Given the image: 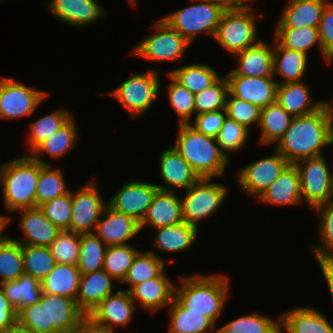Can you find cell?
Returning <instances> with one entry per match:
<instances>
[{
  "instance_id": "6da1fadb",
  "label": "cell",
  "mask_w": 333,
  "mask_h": 333,
  "mask_svg": "<svg viewBox=\"0 0 333 333\" xmlns=\"http://www.w3.org/2000/svg\"><path fill=\"white\" fill-rule=\"evenodd\" d=\"M333 121L326 103L314 113L294 117L275 149L290 164L321 156L322 147L332 145Z\"/></svg>"
},
{
  "instance_id": "7a4b0ae2",
  "label": "cell",
  "mask_w": 333,
  "mask_h": 333,
  "mask_svg": "<svg viewBox=\"0 0 333 333\" xmlns=\"http://www.w3.org/2000/svg\"><path fill=\"white\" fill-rule=\"evenodd\" d=\"M229 291L226 275H199L180 277L174 298L188 312L203 313L215 324L223 312Z\"/></svg>"
},
{
  "instance_id": "3957f363",
  "label": "cell",
  "mask_w": 333,
  "mask_h": 333,
  "mask_svg": "<svg viewBox=\"0 0 333 333\" xmlns=\"http://www.w3.org/2000/svg\"><path fill=\"white\" fill-rule=\"evenodd\" d=\"M174 149L200 178L223 176L230 159L220 151L216 138L196 131L190 124H179Z\"/></svg>"
},
{
  "instance_id": "277c9868",
  "label": "cell",
  "mask_w": 333,
  "mask_h": 333,
  "mask_svg": "<svg viewBox=\"0 0 333 333\" xmlns=\"http://www.w3.org/2000/svg\"><path fill=\"white\" fill-rule=\"evenodd\" d=\"M40 162L24 155L0 166V183L5 208L9 213L36 207V186Z\"/></svg>"
},
{
  "instance_id": "5b68a950",
  "label": "cell",
  "mask_w": 333,
  "mask_h": 333,
  "mask_svg": "<svg viewBox=\"0 0 333 333\" xmlns=\"http://www.w3.org/2000/svg\"><path fill=\"white\" fill-rule=\"evenodd\" d=\"M179 9L170 15L161 17L170 27L178 31L190 44L198 34L214 37L221 17L225 11L221 6L206 0Z\"/></svg>"
},
{
  "instance_id": "8992f818",
  "label": "cell",
  "mask_w": 333,
  "mask_h": 333,
  "mask_svg": "<svg viewBox=\"0 0 333 333\" xmlns=\"http://www.w3.org/2000/svg\"><path fill=\"white\" fill-rule=\"evenodd\" d=\"M251 6L225 10L217 27L214 39L227 51L235 55L256 45V15Z\"/></svg>"
},
{
  "instance_id": "52a82bcc",
  "label": "cell",
  "mask_w": 333,
  "mask_h": 333,
  "mask_svg": "<svg viewBox=\"0 0 333 333\" xmlns=\"http://www.w3.org/2000/svg\"><path fill=\"white\" fill-rule=\"evenodd\" d=\"M211 180L212 178H200L186 190L185 197L181 198L183 221L196 228H199L201 219L218 210L228 194L225 185Z\"/></svg>"
},
{
  "instance_id": "ba28073f",
  "label": "cell",
  "mask_w": 333,
  "mask_h": 333,
  "mask_svg": "<svg viewBox=\"0 0 333 333\" xmlns=\"http://www.w3.org/2000/svg\"><path fill=\"white\" fill-rule=\"evenodd\" d=\"M159 73L154 69L126 79L109 95L126 107L133 118L151 108L160 91Z\"/></svg>"
},
{
  "instance_id": "9c48e42d",
  "label": "cell",
  "mask_w": 333,
  "mask_h": 333,
  "mask_svg": "<svg viewBox=\"0 0 333 333\" xmlns=\"http://www.w3.org/2000/svg\"><path fill=\"white\" fill-rule=\"evenodd\" d=\"M295 165L300 175L302 202L314 209L333 201V171L323 155L302 159Z\"/></svg>"
},
{
  "instance_id": "30bf717a",
  "label": "cell",
  "mask_w": 333,
  "mask_h": 333,
  "mask_svg": "<svg viewBox=\"0 0 333 333\" xmlns=\"http://www.w3.org/2000/svg\"><path fill=\"white\" fill-rule=\"evenodd\" d=\"M153 26L156 32L133 47L131 54L156 62H175L184 57L191 44L161 18Z\"/></svg>"
},
{
  "instance_id": "8fae6325",
  "label": "cell",
  "mask_w": 333,
  "mask_h": 333,
  "mask_svg": "<svg viewBox=\"0 0 333 333\" xmlns=\"http://www.w3.org/2000/svg\"><path fill=\"white\" fill-rule=\"evenodd\" d=\"M47 95V92L28 87L14 78L0 77V119L31 115Z\"/></svg>"
},
{
  "instance_id": "7c38bea8",
  "label": "cell",
  "mask_w": 333,
  "mask_h": 333,
  "mask_svg": "<svg viewBox=\"0 0 333 333\" xmlns=\"http://www.w3.org/2000/svg\"><path fill=\"white\" fill-rule=\"evenodd\" d=\"M288 160L276 149L272 156L244 166L238 172V183L247 194L258 199L289 165Z\"/></svg>"
},
{
  "instance_id": "4fadbf2b",
  "label": "cell",
  "mask_w": 333,
  "mask_h": 333,
  "mask_svg": "<svg viewBox=\"0 0 333 333\" xmlns=\"http://www.w3.org/2000/svg\"><path fill=\"white\" fill-rule=\"evenodd\" d=\"M107 205L101 198L95 178L80 190L72 192L70 231L79 234L94 233L92 229H95Z\"/></svg>"
},
{
  "instance_id": "5bb4252c",
  "label": "cell",
  "mask_w": 333,
  "mask_h": 333,
  "mask_svg": "<svg viewBox=\"0 0 333 333\" xmlns=\"http://www.w3.org/2000/svg\"><path fill=\"white\" fill-rule=\"evenodd\" d=\"M158 189L157 184L150 182H125L116 195L109 200L108 205L141 223Z\"/></svg>"
},
{
  "instance_id": "9a60e30c",
  "label": "cell",
  "mask_w": 333,
  "mask_h": 333,
  "mask_svg": "<svg viewBox=\"0 0 333 333\" xmlns=\"http://www.w3.org/2000/svg\"><path fill=\"white\" fill-rule=\"evenodd\" d=\"M140 231V223L135 218L107 205L96 224L94 234L108 247L129 244V239Z\"/></svg>"
},
{
  "instance_id": "2e32d148",
  "label": "cell",
  "mask_w": 333,
  "mask_h": 333,
  "mask_svg": "<svg viewBox=\"0 0 333 333\" xmlns=\"http://www.w3.org/2000/svg\"><path fill=\"white\" fill-rule=\"evenodd\" d=\"M135 308V302L131 299L129 291L118 290L103 299L88 317L94 323L115 331L117 325L126 326L132 320Z\"/></svg>"
},
{
  "instance_id": "e0dca14e",
  "label": "cell",
  "mask_w": 333,
  "mask_h": 333,
  "mask_svg": "<svg viewBox=\"0 0 333 333\" xmlns=\"http://www.w3.org/2000/svg\"><path fill=\"white\" fill-rule=\"evenodd\" d=\"M229 92L242 100L250 102L259 108L276 102L278 81L275 77H244L226 76Z\"/></svg>"
},
{
  "instance_id": "ac0fdd59",
  "label": "cell",
  "mask_w": 333,
  "mask_h": 333,
  "mask_svg": "<svg viewBox=\"0 0 333 333\" xmlns=\"http://www.w3.org/2000/svg\"><path fill=\"white\" fill-rule=\"evenodd\" d=\"M175 284L165 274V269L155 278L134 285L129 293L131 299L139 300L145 310L155 313L169 307L174 298Z\"/></svg>"
},
{
  "instance_id": "d6986e66",
  "label": "cell",
  "mask_w": 333,
  "mask_h": 333,
  "mask_svg": "<svg viewBox=\"0 0 333 333\" xmlns=\"http://www.w3.org/2000/svg\"><path fill=\"white\" fill-rule=\"evenodd\" d=\"M48 6L60 21L79 28L107 14L97 0H49Z\"/></svg>"
},
{
  "instance_id": "ffe728a7",
  "label": "cell",
  "mask_w": 333,
  "mask_h": 333,
  "mask_svg": "<svg viewBox=\"0 0 333 333\" xmlns=\"http://www.w3.org/2000/svg\"><path fill=\"white\" fill-rule=\"evenodd\" d=\"M159 163L160 176L166 184L165 186L157 185L160 190L174 191V187L187 190L200 179L190 164L181 157L173 146L166 148L160 154Z\"/></svg>"
},
{
  "instance_id": "44dd1931",
  "label": "cell",
  "mask_w": 333,
  "mask_h": 333,
  "mask_svg": "<svg viewBox=\"0 0 333 333\" xmlns=\"http://www.w3.org/2000/svg\"><path fill=\"white\" fill-rule=\"evenodd\" d=\"M19 210L22 214L20 215L19 227L25 236L22 239L13 238V240L21 245L49 247L60 230L45 217L39 207Z\"/></svg>"
},
{
  "instance_id": "7402d4cb",
  "label": "cell",
  "mask_w": 333,
  "mask_h": 333,
  "mask_svg": "<svg viewBox=\"0 0 333 333\" xmlns=\"http://www.w3.org/2000/svg\"><path fill=\"white\" fill-rule=\"evenodd\" d=\"M49 333H73L86 317L76 299L47 294Z\"/></svg>"
},
{
  "instance_id": "603a6c76",
  "label": "cell",
  "mask_w": 333,
  "mask_h": 333,
  "mask_svg": "<svg viewBox=\"0 0 333 333\" xmlns=\"http://www.w3.org/2000/svg\"><path fill=\"white\" fill-rule=\"evenodd\" d=\"M175 192L157 190L146 216L140 223L141 231L148 225L159 228L183 222L181 197Z\"/></svg>"
},
{
  "instance_id": "cb8c5ba5",
  "label": "cell",
  "mask_w": 333,
  "mask_h": 333,
  "mask_svg": "<svg viewBox=\"0 0 333 333\" xmlns=\"http://www.w3.org/2000/svg\"><path fill=\"white\" fill-rule=\"evenodd\" d=\"M234 56L237 58L238 68L225 76L274 77L273 46L269 47L262 39Z\"/></svg>"
},
{
  "instance_id": "d4e9b609",
  "label": "cell",
  "mask_w": 333,
  "mask_h": 333,
  "mask_svg": "<svg viewBox=\"0 0 333 333\" xmlns=\"http://www.w3.org/2000/svg\"><path fill=\"white\" fill-rule=\"evenodd\" d=\"M113 280L104 269L81 274L76 300L78 306L86 316L103 299L113 294V288L117 287L113 285Z\"/></svg>"
},
{
  "instance_id": "484cf974",
  "label": "cell",
  "mask_w": 333,
  "mask_h": 333,
  "mask_svg": "<svg viewBox=\"0 0 333 333\" xmlns=\"http://www.w3.org/2000/svg\"><path fill=\"white\" fill-rule=\"evenodd\" d=\"M258 202L283 206L303 204L300 175L296 165L289 164L258 198Z\"/></svg>"
},
{
  "instance_id": "4316f807",
  "label": "cell",
  "mask_w": 333,
  "mask_h": 333,
  "mask_svg": "<svg viewBox=\"0 0 333 333\" xmlns=\"http://www.w3.org/2000/svg\"><path fill=\"white\" fill-rule=\"evenodd\" d=\"M276 28H318L329 0H288Z\"/></svg>"
},
{
  "instance_id": "83f0119b",
  "label": "cell",
  "mask_w": 333,
  "mask_h": 333,
  "mask_svg": "<svg viewBox=\"0 0 333 333\" xmlns=\"http://www.w3.org/2000/svg\"><path fill=\"white\" fill-rule=\"evenodd\" d=\"M280 333H333V324L320 311L299 307L280 317Z\"/></svg>"
},
{
  "instance_id": "f1b7e54d",
  "label": "cell",
  "mask_w": 333,
  "mask_h": 333,
  "mask_svg": "<svg viewBox=\"0 0 333 333\" xmlns=\"http://www.w3.org/2000/svg\"><path fill=\"white\" fill-rule=\"evenodd\" d=\"M312 99L309 87L302 81L277 85L276 102L293 117L314 113L325 104Z\"/></svg>"
},
{
  "instance_id": "f546056e",
  "label": "cell",
  "mask_w": 333,
  "mask_h": 333,
  "mask_svg": "<svg viewBox=\"0 0 333 333\" xmlns=\"http://www.w3.org/2000/svg\"><path fill=\"white\" fill-rule=\"evenodd\" d=\"M273 46V76L280 75L278 84L303 80L307 68L308 54L281 46L276 40Z\"/></svg>"
},
{
  "instance_id": "4dcf8cb0",
  "label": "cell",
  "mask_w": 333,
  "mask_h": 333,
  "mask_svg": "<svg viewBox=\"0 0 333 333\" xmlns=\"http://www.w3.org/2000/svg\"><path fill=\"white\" fill-rule=\"evenodd\" d=\"M80 276L77 265L57 263L41 281L42 292L76 299Z\"/></svg>"
},
{
  "instance_id": "1f68e13d",
  "label": "cell",
  "mask_w": 333,
  "mask_h": 333,
  "mask_svg": "<svg viewBox=\"0 0 333 333\" xmlns=\"http://www.w3.org/2000/svg\"><path fill=\"white\" fill-rule=\"evenodd\" d=\"M168 308L171 319L168 333H210L218 327L203 313L188 312L175 298Z\"/></svg>"
},
{
  "instance_id": "d6a6232c",
  "label": "cell",
  "mask_w": 333,
  "mask_h": 333,
  "mask_svg": "<svg viewBox=\"0 0 333 333\" xmlns=\"http://www.w3.org/2000/svg\"><path fill=\"white\" fill-rule=\"evenodd\" d=\"M156 229L157 235H155L153 245L164 252L176 253L189 249L198 236V228L184 221Z\"/></svg>"
},
{
  "instance_id": "836d02e7",
  "label": "cell",
  "mask_w": 333,
  "mask_h": 333,
  "mask_svg": "<svg viewBox=\"0 0 333 333\" xmlns=\"http://www.w3.org/2000/svg\"><path fill=\"white\" fill-rule=\"evenodd\" d=\"M293 118L294 117L277 102L262 108L259 123L261 132L259 143L265 145L272 143L277 144L284 136L285 131L289 128Z\"/></svg>"
},
{
  "instance_id": "e575fe53",
  "label": "cell",
  "mask_w": 333,
  "mask_h": 333,
  "mask_svg": "<svg viewBox=\"0 0 333 333\" xmlns=\"http://www.w3.org/2000/svg\"><path fill=\"white\" fill-rule=\"evenodd\" d=\"M0 286L17 312L24 306L39 302L43 293L41 282L25 273L17 280L2 283Z\"/></svg>"
},
{
  "instance_id": "d590c367",
  "label": "cell",
  "mask_w": 333,
  "mask_h": 333,
  "mask_svg": "<svg viewBox=\"0 0 333 333\" xmlns=\"http://www.w3.org/2000/svg\"><path fill=\"white\" fill-rule=\"evenodd\" d=\"M77 126L72 117L57 132L42 142L30 155L41 164H50L40 157L42 153L49 154L52 158H60L75 146L78 138Z\"/></svg>"
},
{
  "instance_id": "8d00e7d4",
  "label": "cell",
  "mask_w": 333,
  "mask_h": 333,
  "mask_svg": "<svg viewBox=\"0 0 333 333\" xmlns=\"http://www.w3.org/2000/svg\"><path fill=\"white\" fill-rule=\"evenodd\" d=\"M168 73L194 95L212 85L220 77L209 65L198 63L187 64Z\"/></svg>"
},
{
  "instance_id": "74e56055",
  "label": "cell",
  "mask_w": 333,
  "mask_h": 333,
  "mask_svg": "<svg viewBox=\"0 0 333 333\" xmlns=\"http://www.w3.org/2000/svg\"><path fill=\"white\" fill-rule=\"evenodd\" d=\"M0 232V284L17 280L24 273L22 245Z\"/></svg>"
},
{
  "instance_id": "f35d334b",
  "label": "cell",
  "mask_w": 333,
  "mask_h": 333,
  "mask_svg": "<svg viewBox=\"0 0 333 333\" xmlns=\"http://www.w3.org/2000/svg\"><path fill=\"white\" fill-rule=\"evenodd\" d=\"M165 268V262L152 250L139 251L130 266L125 279L121 282L130 284L129 291L134 285L157 277Z\"/></svg>"
},
{
  "instance_id": "ab89813d",
  "label": "cell",
  "mask_w": 333,
  "mask_h": 333,
  "mask_svg": "<svg viewBox=\"0 0 333 333\" xmlns=\"http://www.w3.org/2000/svg\"><path fill=\"white\" fill-rule=\"evenodd\" d=\"M60 168L40 163V173L36 186V207L44 202L63 196L69 192Z\"/></svg>"
},
{
  "instance_id": "60d3db41",
  "label": "cell",
  "mask_w": 333,
  "mask_h": 333,
  "mask_svg": "<svg viewBox=\"0 0 333 333\" xmlns=\"http://www.w3.org/2000/svg\"><path fill=\"white\" fill-rule=\"evenodd\" d=\"M73 115L68 110L58 109L47 115L39 117L30 125V135H28L29 151L31 153L47 138L57 132L66 124Z\"/></svg>"
},
{
  "instance_id": "b9f144b4",
  "label": "cell",
  "mask_w": 333,
  "mask_h": 333,
  "mask_svg": "<svg viewBox=\"0 0 333 333\" xmlns=\"http://www.w3.org/2000/svg\"><path fill=\"white\" fill-rule=\"evenodd\" d=\"M107 246L94 234H80L79 260L77 267L81 274L103 269Z\"/></svg>"
},
{
  "instance_id": "7bdbcfd3",
  "label": "cell",
  "mask_w": 333,
  "mask_h": 333,
  "mask_svg": "<svg viewBox=\"0 0 333 333\" xmlns=\"http://www.w3.org/2000/svg\"><path fill=\"white\" fill-rule=\"evenodd\" d=\"M274 39L283 47L308 52L315 44H319L321 51V42L318 28L300 27V28H276Z\"/></svg>"
},
{
  "instance_id": "ee69618b",
  "label": "cell",
  "mask_w": 333,
  "mask_h": 333,
  "mask_svg": "<svg viewBox=\"0 0 333 333\" xmlns=\"http://www.w3.org/2000/svg\"><path fill=\"white\" fill-rule=\"evenodd\" d=\"M24 273L40 282L57 264L49 247L22 245Z\"/></svg>"
},
{
  "instance_id": "f6af8a7d",
  "label": "cell",
  "mask_w": 333,
  "mask_h": 333,
  "mask_svg": "<svg viewBox=\"0 0 333 333\" xmlns=\"http://www.w3.org/2000/svg\"><path fill=\"white\" fill-rule=\"evenodd\" d=\"M216 330L218 333H280V320L275 321L258 313H250Z\"/></svg>"
},
{
  "instance_id": "bcb514c9",
  "label": "cell",
  "mask_w": 333,
  "mask_h": 333,
  "mask_svg": "<svg viewBox=\"0 0 333 333\" xmlns=\"http://www.w3.org/2000/svg\"><path fill=\"white\" fill-rule=\"evenodd\" d=\"M138 252L139 250L130 244L108 246L104 257L103 269L114 280L122 282Z\"/></svg>"
},
{
  "instance_id": "7dc6e473",
  "label": "cell",
  "mask_w": 333,
  "mask_h": 333,
  "mask_svg": "<svg viewBox=\"0 0 333 333\" xmlns=\"http://www.w3.org/2000/svg\"><path fill=\"white\" fill-rule=\"evenodd\" d=\"M229 92L227 77H219L212 85L194 95L196 115L225 109Z\"/></svg>"
},
{
  "instance_id": "c3c4849f",
  "label": "cell",
  "mask_w": 333,
  "mask_h": 333,
  "mask_svg": "<svg viewBox=\"0 0 333 333\" xmlns=\"http://www.w3.org/2000/svg\"><path fill=\"white\" fill-rule=\"evenodd\" d=\"M17 325L33 333H49L47 293L39 302L24 306L17 312Z\"/></svg>"
},
{
  "instance_id": "681fc988",
  "label": "cell",
  "mask_w": 333,
  "mask_h": 333,
  "mask_svg": "<svg viewBox=\"0 0 333 333\" xmlns=\"http://www.w3.org/2000/svg\"><path fill=\"white\" fill-rule=\"evenodd\" d=\"M168 99L179 117V124H189L195 113L194 94L178 83L169 73Z\"/></svg>"
},
{
  "instance_id": "f907efd6",
  "label": "cell",
  "mask_w": 333,
  "mask_h": 333,
  "mask_svg": "<svg viewBox=\"0 0 333 333\" xmlns=\"http://www.w3.org/2000/svg\"><path fill=\"white\" fill-rule=\"evenodd\" d=\"M49 248L57 263L77 265L79 260L80 234L69 230L60 231Z\"/></svg>"
},
{
  "instance_id": "816d5d0a",
  "label": "cell",
  "mask_w": 333,
  "mask_h": 333,
  "mask_svg": "<svg viewBox=\"0 0 333 333\" xmlns=\"http://www.w3.org/2000/svg\"><path fill=\"white\" fill-rule=\"evenodd\" d=\"M249 130L233 119L226 116L223 125L216 137L220 151L229 159L227 152H237L242 149L249 136Z\"/></svg>"
},
{
  "instance_id": "f5cc1de1",
  "label": "cell",
  "mask_w": 333,
  "mask_h": 333,
  "mask_svg": "<svg viewBox=\"0 0 333 333\" xmlns=\"http://www.w3.org/2000/svg\"><path fill=\"white\" fill-rule=\"evenodd\" d=\"M39 208L45 217L53 223L60 231H70V221L72 216V192L44 202Z\"/></svg>"
},
{
  "instance_id": "db71d44e",
  "label": "cell",
  "mask_w": 333,
  "mask_h": 333,
  "mask_svg": "<svg viewBox=\"0 0 333 333\" xmlns=\"http://www.w3.org/2000/svg\"><path fill=\"white\" fill-rule=\"evenodd\" d=\"M320 217L319 236L322 246L309 245L316 258L333 256V201L319 205L314 209Z\"/></svg>"
},
{
  "instance_id": "11a10c76",
  "label": "cell",
  "mask_w": 333,
  "mask_h": 333,
  "mask_svg": "<svg viewBox=\"0 0 333 333\" xmlns=\"http://www.w3.org/2000/svg\"><path fill=\"white\" fill-rule=\"evenodd\" d=\"M225 111L228 118L233 119L248 130L253 123L259 127L261 108L233 96L230 92L226 97Z\"/></svg>"
},
{
  "instance_id": "9f6ffc18",
  "label": "cell",
  "mask_w": 333,
  "mask_h": 333,
  "mask_svg": "<svg viewBox=\"0 0 333 333\" xmlns=\"http://www.w3.org/2000/svg\"><path fill=\"white\" fill-rule=\"evenodd\" d=\"M226 118L225 109L214 111V112H205L195 116L193 120L194 125L189 123L196 131L203 133L206 136L216 138L223 122Z\"/></svg>"
},
{
  "instance_id": "6f0895ef",
  "label": "cell",
  "mask_w": 333,
  "mask_h": 333,
  "mask_svg": "<svg viewBox=\"0 0 333 333\" xmlns=\"http://www.w3.org/2000/svg\"><path fill=\"white\" fill-rule=\"evenodd\" d=\"M320 42H321V55L327 62V59L333 55V3L329 2L320 19L318 27Z\"/></svg>"
},
{
  "instance_id": "680465c9",
  "label": "cell",
  "mask_w": 333,
  "mask_h": 333,
  "mask_svg": "<svg viewBox=\"0 0 333 333\" xmlns=\"http://www.w3.org/2000/svg\"><path fill=\"white\" fill-rule=\"evenodd\" d=\"M17 326V311L5 297L0 286V333H8Z\"/></svg>"
},
{
  "instance_id": "91938a15",
  "label": "cell",
  "mask_w": 333,
  "mask_h": 333,
  "mask_svg": "<svg viewBox=\"0 0 333 333\" xmlns=\"http://www.w3.org/2000/svg\"><path fill=\"white\" fill-rule=\"evenodd\" d=\"M333 300V256L316 258Z\"/></svg>"
},
{
  "instance_id": "94428289",
  "label": "cell",
  "mask_w": 333,
  "mask_h": 333,
  "mask_svg": "<svg viewBox=\"0 0 333 333\" xmlns=\"http://www.w3.org/2000/svg\"><path fill=\"white\" fill-rule=\"evenodd\" d=\"M73 333H115L108 328L94 323L86 316L73 331Z\"/></svg>"
},
{
  "instance_id": "6125c7cd",
  "label": "cell",
  "mask_w": 333,
  "mask_h": 333,
  "mask_svg": "<svg viewBox=\"0 0 333 333\" xmlns=\"http://www.w3.org/2000/svg\"><path fill=\"white\" fill-rule=\"evenodd\" d=\"M213 2L219 6H221L225 10H232V9H240L245 8L251 5H248L253 0H206ZM246 2V4H245Z\"/></svg>"
},
{
  "instance_id": "be15d7a7",
  "label": "cell",
  "mask_w": 333,
  "mask_h": 333,
  "mask_svg": "<svg viewBox=\"0 0 333 333\" xmlns=\"http://www.w3.org/2000/svg\"><path fill=\"white\" fill-rule=\"evenodd\" d=\"M8 333H33L32 331L26 330L18 325Z\"/></svg>"
},
{
  "instance_id": "e7e4bbea",
  "label": "cell",
  "mask_w": 333,
  "mask_h": 333,
  "mask_svg": "<svg viewBox=\"0 0 333 333\" xmlns=\"http://www.w3.org/2000/svg\"><path fill=\"white\" fill-rule=\"evenodd\" d=\"M0 220L3 222V230L5 229V227L8 225V222H10L11 217L9 216H4V215H0Z\"/></svg>"
},
{
  "instance_id": "03108f58",
  "label": "cell",
  "mask_w": 333,
  "mask_h": 333,
  "mask_svg": "<svg viewBox=\"0 0 333 333\" xmlns=\"http://www.w3.org/2000/svg\"><path fill=\"white\" fill-rule=\"evenodd\" d=\"M325 103L328 106V109H329V112H330V117H331V119L333 121V101H332V104H331V102L330 103L329 102H325Z\"/></svg>"
},
{
  "instance_id": "003e7915",
  "label": "cell",
  "mask_w": 333,
  "mask_h": 333,
  "mask_svg": "<svg viewBox=\"0 0 333 333\" xmlns=\"http://www.w3.org/2000/svg\"><path fill=\"white\" fill-rule=\"evenodd\" d=\"M333 61V55L327 59V63L330 64Z\"/></svg>"
},
{
  "instance_id": "a7ac6f4b",
  "label": "cell",
  "mask_w": 333,
  "mask_h": 333,
  "mask_svg": "<svg viewBox=\"0 0 333 333\" xmlns=\"http://www.w3.org/2000/svg\"><path fill=\"white\" fill-rule=\"evenodd\" d=\"M129 2L132 4V6H136V0H129Z\"/></svg>"
},
{
  "instance_id": "89a4df30",
  "label": "cell",
  "mask_w": 333,
  "mask_h": 333,
  "mask_svg": "<svg viewBox=\"0 0 333 333\" xmlns=\"http://www.w3.org/2000/svg\"><path fill=\"white\" fill-rule=\"evenodd\" d=\"M3 230V222L0 220V232Z\"/></svg>"
}]
</instances>
